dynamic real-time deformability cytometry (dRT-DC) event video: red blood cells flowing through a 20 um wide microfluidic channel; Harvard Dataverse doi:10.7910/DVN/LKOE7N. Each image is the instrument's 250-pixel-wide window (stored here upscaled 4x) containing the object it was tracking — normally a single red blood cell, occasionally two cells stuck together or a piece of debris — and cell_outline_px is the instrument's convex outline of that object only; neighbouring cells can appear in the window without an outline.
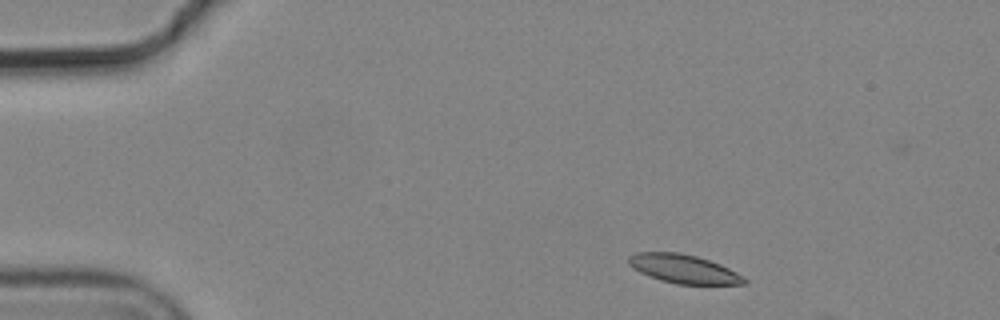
{"species": "common noctule bat (a hibernating species)", "species_latin": "Nyctalus noctula", "temperature_condition": "cold", "stored_images_in_passage": 3, "camera_frame_rate_fps": 3000, "um_per_image_px": 0.085, "animal": {"sex": "male", "body_mass_g": 19.2, "forearm_length_mm": 51.8}, "frame": {"image": 1, "passage_image": 1, "time_ms": 0.0, "image_size_px": [1000, 320], "cell_outline_px": [[748, 284], [676, 284], [660, 280], [640, 272], [628, 264], [628, 256], [636, 252], [680, 252], [696, 256], [720, 264], [744, 276], [748, 280]], "centroid_in_image_um": [58.12, 22.85], "position_along_channel_um": 26.9, "area_um2": 19.36}}